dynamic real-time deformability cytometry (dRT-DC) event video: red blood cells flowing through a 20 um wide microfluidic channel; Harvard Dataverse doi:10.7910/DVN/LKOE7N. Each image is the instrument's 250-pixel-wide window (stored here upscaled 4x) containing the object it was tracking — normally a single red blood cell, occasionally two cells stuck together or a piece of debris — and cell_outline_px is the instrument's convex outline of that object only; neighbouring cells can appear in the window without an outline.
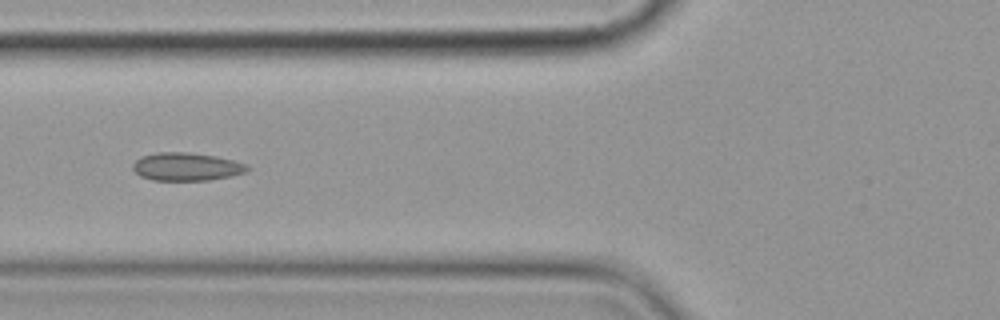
{"species": "common noctule bat (a hibernating species)", "species_latin": "Nyctalus noctula", "temperature_condition": "cold", "stored_images_in_passage": 3, "camera_frame_rate_fps": 3000, "um_per_image_px": 0.085, "animal": {"sex": "female", "body_mass_g": 19.9}, "frame": {"image": 1, "passage_image": 2, "time_ms": 1.0, "image_size_px": [1000, 320], "cell_outline_px": [[252, 168], [244, 172], [232, 176], [208, 180], [152, 180], [140, 176], [132, 168], [132, 164], [136, 160], [144, 156], [156, 152], [184, 152], [216, 156], [248, 164]], "centroid_in_image_um": [15.87, 14.17], "position_along_channel_um": 109.9, "area_um2": 18.67}}
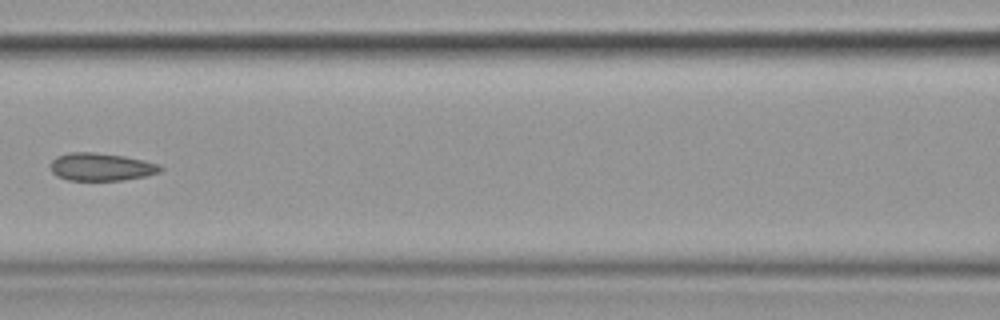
{"frame": {"image": 2, "passage_image": 3, "time_ms": 2.333, "image_size_px": [1000, 320], "cell_outline_px": [[164, 168], [160, 172], [144, 176], [124, 180], [68, 180], [56, 176], [52, 172], [52, 160], [56, 156], [68, 152], [92, 152], [124, 156], [156, 164]], "centroid_in_image_um": [8.56, 14.19], "position_along_channel_um": 158.0, "area_um2": 17.57}}